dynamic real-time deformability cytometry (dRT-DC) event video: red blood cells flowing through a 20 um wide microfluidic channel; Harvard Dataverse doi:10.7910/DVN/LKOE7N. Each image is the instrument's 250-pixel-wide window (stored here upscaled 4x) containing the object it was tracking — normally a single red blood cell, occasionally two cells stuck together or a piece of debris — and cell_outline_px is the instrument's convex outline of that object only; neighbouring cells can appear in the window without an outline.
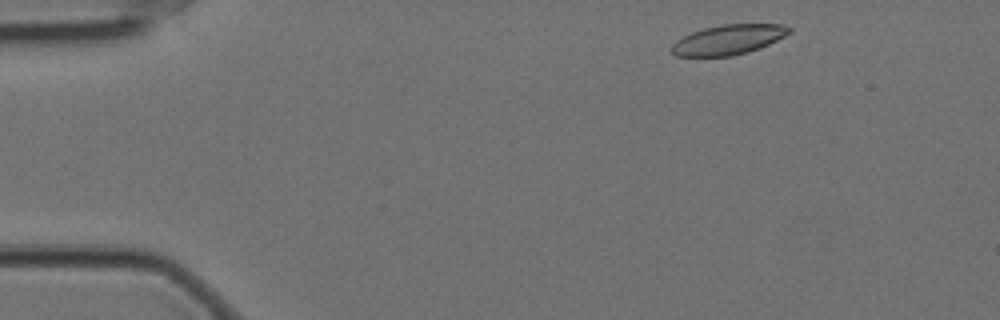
{"species": "Egyptian fruit bat (a non-hibernating species)", "species_latin": "Rousettus aegyptiacus", "temperature_condition": "cold", "stored_images_in_passage": 53, "camera_frame_rate_fps": 3000, "um_per_image_px": 0.085, "animal": {"sex": "female"}, "frame": {"image": 1, "passage_image": 3, "time_ms": 0.667, "image_size_px": [1000, 320], "cell_outline_px": [[792, 32], [760, 48], [748, 52], [732, 56], [676, 56], [672, 52], [672, 44], [676, 40], [692, 32], [704, 28], [720, 24], [784, 24], [792, 28]], "centroid_in_image_um": [61.93, 3.36], "position_along_channel_um": 23.1, "area_um2": 20.46}}
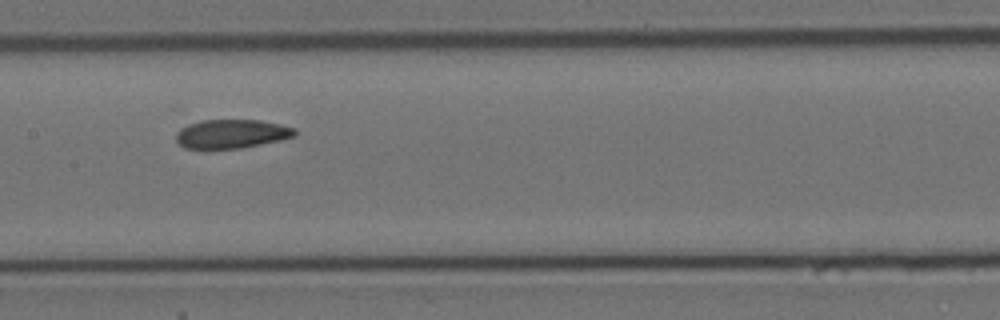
{"frame": {"image": 2, "passage_image": 24, "time_ms": 7.667, "image_size_px": [1000, 320], "cell_outline_px": [[296, 136], [280, 140], [240, 148], [184, 148], [176, 140], [176, 132], [180, 128], [188, 124], [200, 120], [260, 120], [280, 124], [296, 128]], "centroid_in_image_um": [19.69, 11.36], "position_along_channel_um": 187.7, "area_um2": 19.94}}
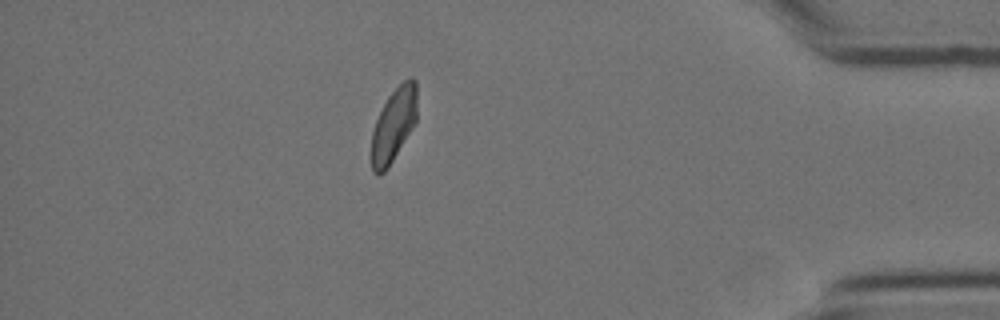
{"frame": {"image": 3, "passage_image": 46, "time_ms": 15.0, "image_size_px": [1000, 320], "cell_outline_px": [[416, 124], [388, 168], [384, 172], [376, 176], [372, 172], [372, 132], [376, 120], [388, 96], [404, 80], [412, 76], [416, 80]], "centroid_in_image_um": [33.47, 10.64], "position_along_channel_um": 401.7, "area_um2": 19.59}, "authors_computed_cell_mechanics": {"area_um2": 20.9236, "velocity_mm_per_s": 3.474, "shape_relaxation_time_tau1_ms": null, "shape_relaxation_time_tau2_ms": 3.5253, "deformation_change_tau1": null, "deformation_change_tau2": 0.0713}}